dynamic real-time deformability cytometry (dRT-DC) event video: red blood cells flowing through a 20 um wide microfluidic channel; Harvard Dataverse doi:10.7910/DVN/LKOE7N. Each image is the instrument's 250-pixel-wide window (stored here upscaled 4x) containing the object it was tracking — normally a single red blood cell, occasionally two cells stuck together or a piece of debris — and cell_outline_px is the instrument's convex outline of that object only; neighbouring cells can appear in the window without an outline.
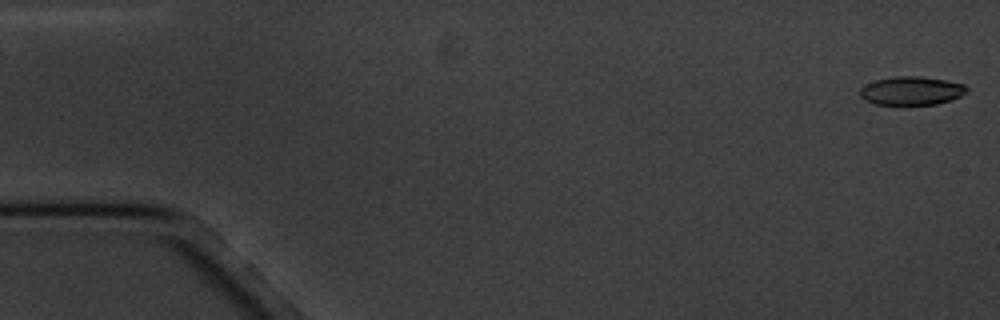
{"species": "common noctule bat (a hibernating species)", "species_latin": "Nyctalus noctula", "temperature_condition": "cold", "stored_images_in_passage": 12, "camera_frame_rate_fps": 3000, "um_per_image_px": 0.085, "animal": {"sex": "male", "body_mass_g": 20.1, "forearm_length_mm": 53.5}, "frame": {"image": 1, "passage_image": 1, "time_ms": 0.0, "image_size_px": [1000, 320], "cell_outline_px": [[968, 92], [952, 100], [936, 104], [872, 104], [864, 100], [860, 96], [860, 88], [864, 84], [876, 80], [892, 76], [920, 76], [944, 80], [964, 84], [968, 88]], "centroid_in_image_um": [77.46, 7.71], "position_along_channel_um": 7.5, "area_um2": 17.86}}
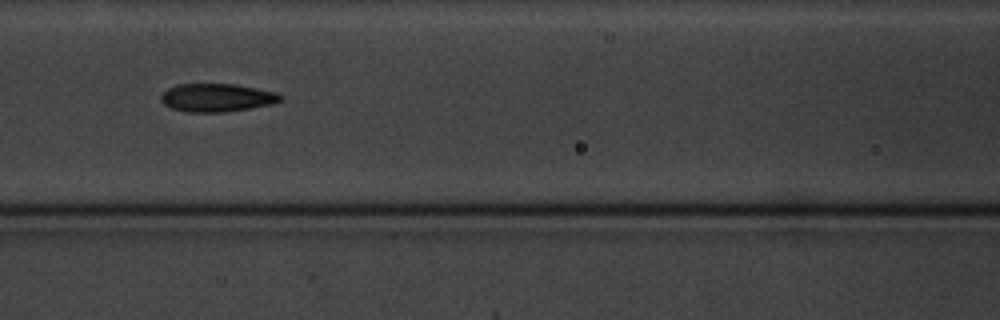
{"frame": {"image": 2, "passage_image": 7, "time_ms": 8.0, "image_size_px": [1000, 320], "cell_outline_px": [[280, 100], [272, 104], [224, 112], [188, 112], [172, 108], [164, 104], [160, 100], [160, 96], [168, 88], [176, 84], [236, 84], [276, 92], [280, 96]], "centroid_in_image_um": [18.39, 8.29], "position_along_channel_um": 148.2, "area_um2": 19.42}}
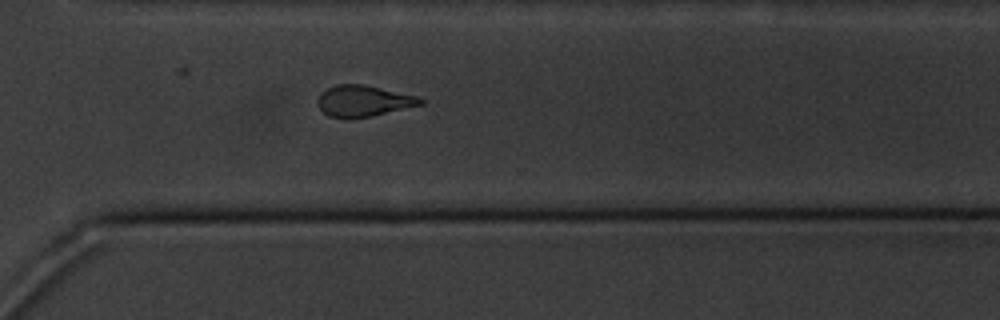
{"frame": {"image": 3, "passage_image": 12, "time_ms": 13.667, "image_size_px": [1000, 320], "cell_outline_px": [[424, 104], [372, 116], [328, 116], [316, 104], [316, 100], [320, 92], [336, 84], [364, 84], [416, 96], [424, 100]], "centroid_in_image_um": [30.88, 8.55], "position_along_channel_um": 339.7, "area_um2": 18.32}}